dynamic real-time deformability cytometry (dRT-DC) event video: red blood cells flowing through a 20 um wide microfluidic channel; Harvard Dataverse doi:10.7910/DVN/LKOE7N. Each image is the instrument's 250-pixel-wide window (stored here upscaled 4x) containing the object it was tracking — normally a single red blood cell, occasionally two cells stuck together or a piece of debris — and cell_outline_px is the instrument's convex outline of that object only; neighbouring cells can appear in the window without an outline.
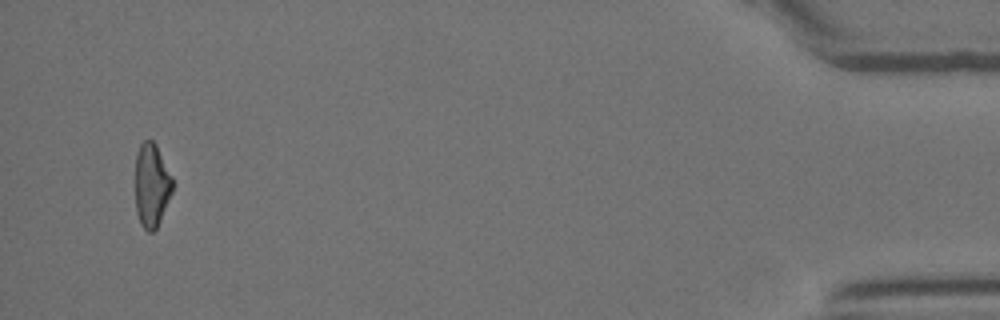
{"species": "Egyptian fruit bat (a non-hibernating species)", "species_latin": "Rousettus aegyptiacus", "temperature_condition": "room temperature", "stored_images_in_passage": 56, "camera_frame_rate_fps": 3000, "um_per_image_px": 0.085, "animal": {"sex": "female"}, "frame": {"image": 1, "passage_image": 56, "time_ms": 18.333, "image_size_px": [1000, 320], "cell_outline_px": [[172, 192], [156, 228], [152, 232], [148, 232], [140, 224], [136, 212], [136, 156], [140, 144], [144, 140], [152, 140], [156, 144], [172, 176]], "centroid_in_image_um": [12.88, 15.74], "position_along_channel_um": 422.3, "area_um2": 17.98}}